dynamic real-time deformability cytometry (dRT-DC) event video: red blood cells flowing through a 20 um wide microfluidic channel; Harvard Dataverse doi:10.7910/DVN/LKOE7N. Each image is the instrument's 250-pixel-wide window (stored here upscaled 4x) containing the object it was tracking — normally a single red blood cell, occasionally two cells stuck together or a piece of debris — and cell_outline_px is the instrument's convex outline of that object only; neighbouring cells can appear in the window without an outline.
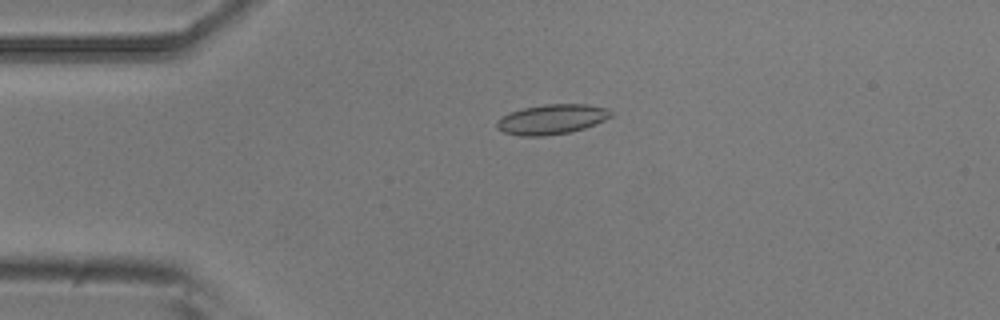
{"species": "common noctule bat (a hibernating species)", "species_latin": "Nyctalus noctula", "temperature_condition": "room temperature", "stored_images_in_passage": 4, "camera_frame_rate_fps": 3000, "um_per_image_px": 0.085, "animal": {"sex": "male", "body_mass_g": 20.5, "forearm_length_mm": 52.5}, "frame": {"image": 1, "passage_image": 3, "time_ms": 0.667, "image_size_px": [1000, 320], "cell_outline_px": [[612, 116], [596, 124], [572, 132], [544, 136], [520, 136], [504, 132], [496, 128], [496, 120], [512, 112], [524, 108], [544, 104], [588, 104], [608, 108], [612, 112]], "centroid_in_image_um": [46.92, 10.14], "position_along_channel_um": 38.1, "area_um2": 19.94}}